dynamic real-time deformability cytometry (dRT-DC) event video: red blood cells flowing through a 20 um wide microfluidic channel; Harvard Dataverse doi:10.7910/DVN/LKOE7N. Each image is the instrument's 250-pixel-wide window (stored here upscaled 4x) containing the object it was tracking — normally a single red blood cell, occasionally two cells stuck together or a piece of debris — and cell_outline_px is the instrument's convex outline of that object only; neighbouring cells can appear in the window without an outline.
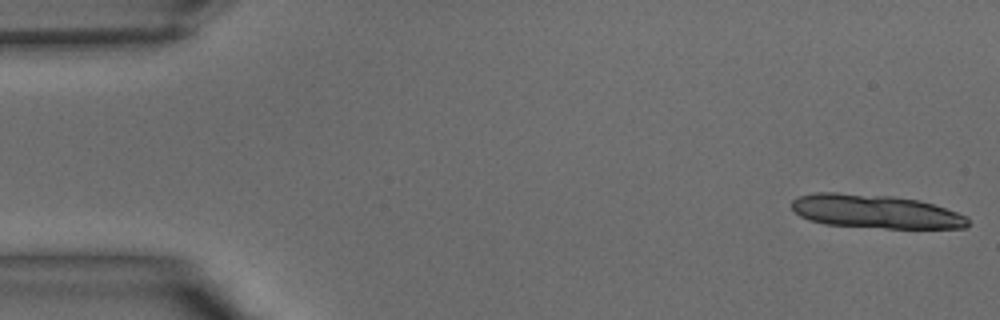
{"species": "common noctule bat (a hibernating species)", "species_latin": "Nyctalus noctula", "temperature_condition": "warm", "stored_images_in_passage": 19, "camera_frame_rate_fps": 3000, "um_per_image_px": 0.085, "animal": {"sex": "male", "body_mass_g": 15.6}, "frame": {"image": 1, "passage_image": 1, "time_ms": 0.0, "image_size_px": [1000, 320], "cell_outline_px": [[968, 228], [884, 228], [824, 224], [808, 220], [800, 216], [792, 208], [792, 200], [796, 196], [816, 192], [836, 192], [892, 196], [920, 200], [968, 216]], "centroid_in_image_um": [74.38, 17.97], "position_along_channel_um": 10.6, "area_um2": 34.68}}
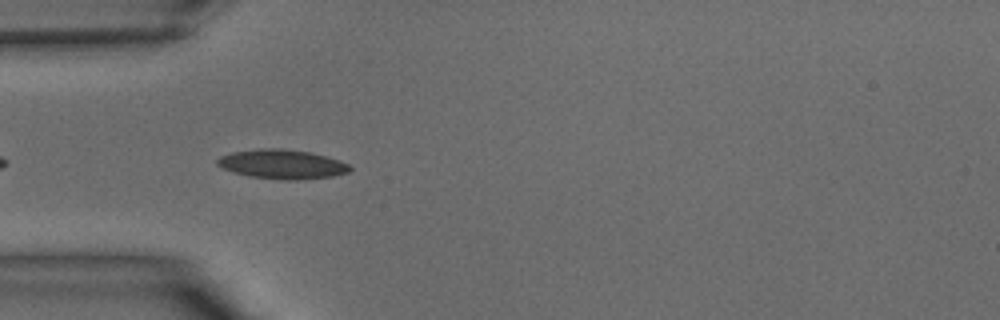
{"frame": {"image": 2, "passage_image": 12, "time_ms": 3.667, "image_size_px": [1000, 320], "cell_outline_px": [[352, 168], [348, 172], [332, 176], [296, 180], [280, 180], [248, 176], [232, 172], [216, 164], [216, 160], [220, 156], [232, 152], [256, 148], [280, 148], [312, 152], [340, 160], [348, 164]], "centroid_in_image_um": [23.96, 13.95], "position_along_channel_um": 61.0, "area_um2": 22.83}}